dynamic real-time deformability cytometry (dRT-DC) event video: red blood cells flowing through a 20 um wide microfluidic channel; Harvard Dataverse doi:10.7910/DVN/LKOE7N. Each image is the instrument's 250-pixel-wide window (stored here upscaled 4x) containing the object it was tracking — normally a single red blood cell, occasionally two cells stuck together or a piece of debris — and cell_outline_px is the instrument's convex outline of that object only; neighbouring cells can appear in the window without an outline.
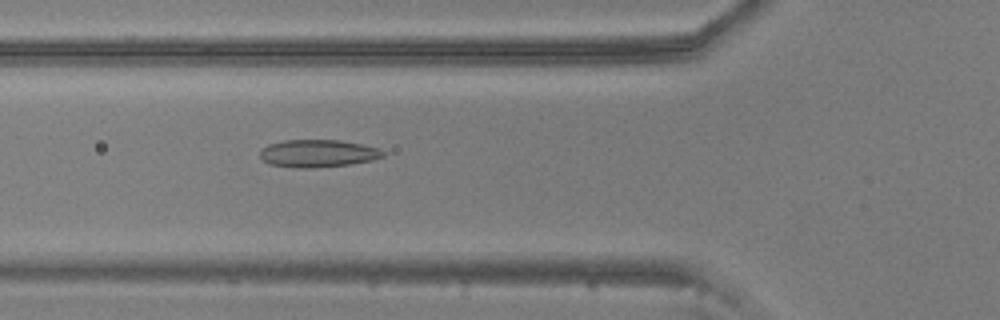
{"species": "common noctule bat (a hibernating species)", "species_latin": "Nyctalus noctula", "temperature_condition": "warm", "stored_images_in_passage": 27, "camera_frame_rate_fps": 3000, "um_per_image_px": 0.085, "animal": {"sex": "male", "body_mass_g": 20.5, "forearm_length_mm": 52.5}, "frame": {"image": 1, "passage_image": 16, "time_ms": 5.0, "image_size_px": [1000, 320], "cell_outline_px": [[388, 152], [384, 156], [372, 160], [352, 164], [308, 168], [300, 168], [268, 164], [260, 156], [260, 152], [268, 144], [284, 140], [340, 140], [380, 148]], "centroid_in_image_um": [27.07, 13.04], "position_along_channel_um": 98.7, "area_um2": 19.77}}
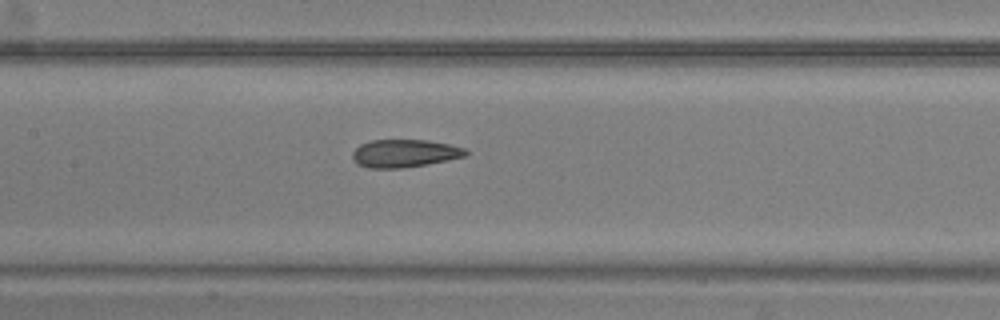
{"frame": {"image": 2, "passage_image": 22, "time_ms": 7.0, "image_size_px": [1000, 320], "cell_outline_px": [[468, 152], [464, 156], [448, 160], [400, 168], [368, 168], [356, 164], [352, 156], [352, 152], [360, 144], [372, 140], [428, 140], [448, 144], [464, 148]], "centroid_in_image_um": [34.34, 13.03], "position_along_channel_um": 173.1, "area_um2": 18.21}}
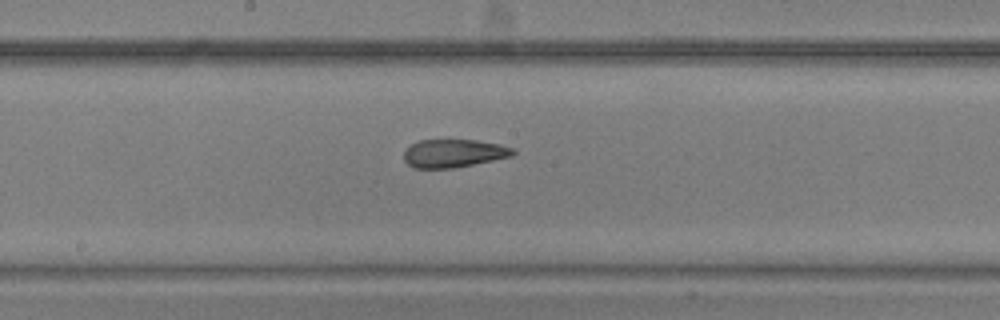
{"frame": {"image": 3, "passage_image": 25, "time_ms": 8.0, "image_size_px": [1000, 320], "cell_outline_px": [[516, 152], [512, 156], [452, 168], [412, 168], [404, 160], [404, 152], [412, 144], [420, 140], [476, 140], [500, 144], [512, 148]], "centroid_in_image_um": [38.55, 13.03], "position_along_channel_um": 209.6, "area_um2": 17.69}}